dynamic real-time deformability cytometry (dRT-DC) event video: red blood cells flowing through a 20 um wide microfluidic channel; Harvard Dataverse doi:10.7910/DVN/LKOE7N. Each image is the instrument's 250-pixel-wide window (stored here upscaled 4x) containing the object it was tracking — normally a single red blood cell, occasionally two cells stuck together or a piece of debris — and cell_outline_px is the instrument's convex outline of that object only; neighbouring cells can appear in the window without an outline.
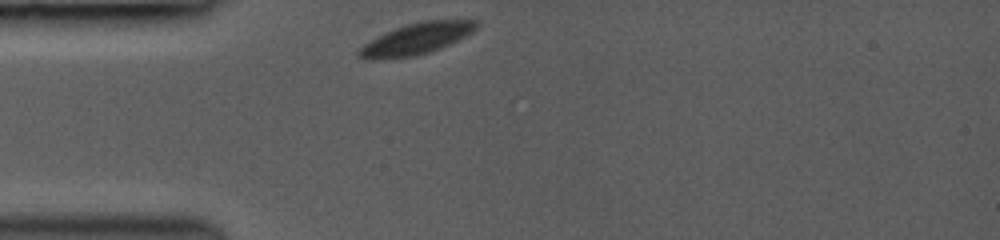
{"species": "common noctule bat (a hibernating species)", "species_latin": "Nyctalus noctula", "temperature_condition": "room temperature", "stored_images_in_passage": 3, "camera_frame_rate_fps": 3000, "um_per_image_px": 0.085, "animal": {"sex": "female", "body_mass_g": 19.0, "forearm_length_mm": 53.3}, "frame": {"image": 1, "passage_image": 1, "time_ms": 0.0, "image_size_px": [1000, 240], "cell_outline_px": [[480, 24], [472, 32], [440, 48], [428, 52], [412, 56], [372, 60], [364, 60], [356, 56], [356, 52], [364, 44], [376, 36], [396, 28], [420, 20], [476, 20]], "centroid_in_image_um": [35.33, 3.3], "position_along_channel_um": 49.7, "area_um2": 21.27}}